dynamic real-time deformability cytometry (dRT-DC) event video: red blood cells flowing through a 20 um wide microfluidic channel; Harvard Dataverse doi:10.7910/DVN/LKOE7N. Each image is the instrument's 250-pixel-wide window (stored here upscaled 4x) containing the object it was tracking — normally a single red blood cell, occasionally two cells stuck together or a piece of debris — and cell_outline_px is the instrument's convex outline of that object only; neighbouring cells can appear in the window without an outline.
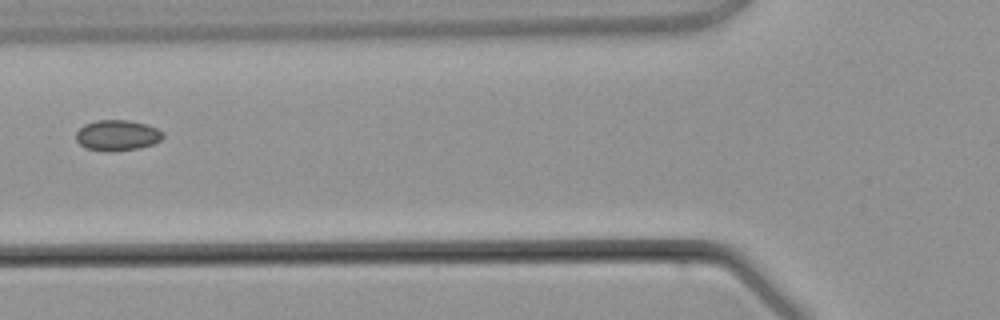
{"species": "common noctule bat (a hibernating species)", "species_latin": "Nyctalus noctula", "temperature_condition": "warm", "stored_images_in_passage": 6, "camera_frame_rate_fps": 3000, "um_per_image_px": 0.085, "animal": {"sex": "male", "body_mass_g": 21.5, "forearm_length_mm": 52.0}, "frame": {"image": 1, "passage_image": 6, "time_ms": 6.0, "image_size_px": [1000, 320], "cell_outline_px": [[164, 136], [160, 140], [152, 144], [140, 148], [112, 152], [108, 152], [84, 148], [76, 140], [76, 132], [84, 124], [96, 120], [128, 120], [144, 124], [156, 128], [164, 132]], "centroid_in_image_um": [9.95, 11.51], "position_along_channel_um": 115.9, "area_um2": 15.66}}